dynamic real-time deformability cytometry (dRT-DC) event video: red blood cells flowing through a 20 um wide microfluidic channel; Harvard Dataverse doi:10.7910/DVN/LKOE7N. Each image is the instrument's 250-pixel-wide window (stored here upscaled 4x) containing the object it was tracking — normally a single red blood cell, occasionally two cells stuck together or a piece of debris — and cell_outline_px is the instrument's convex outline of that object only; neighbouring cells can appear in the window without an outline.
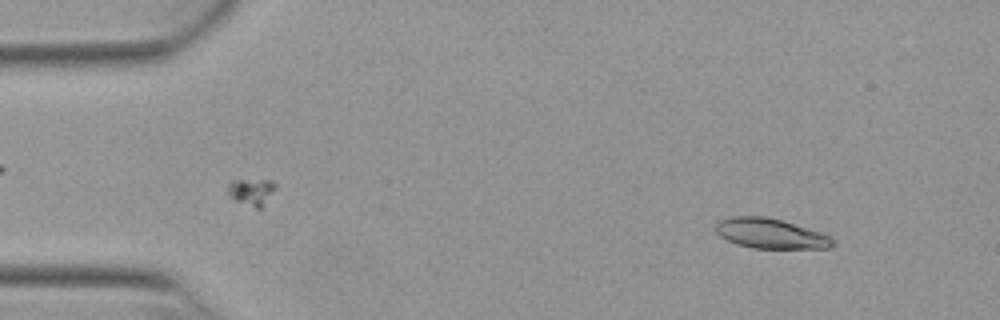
{"species": "Egyptian fruit bat (a non-hibernating species)", "species_latin": "Rousettus aegyptiacus", "temperature_condition": "warm", "stored_images_in_passage": 51, "camera_frame_rate_fps": 3000, "um_per_image_px": 0.085, "animal": {"sex": "female"}, "frame": {"image": 1, "passage_image": 5, "time_ms": 1.333, "image_size_px": [1000, 320], "cell_outline_px": [[836, 244], [828, 248], [752, 248], [736, 244], [720, 236], [716, 232], [716, 224], [720, 220], [732, 216], [764, 216], [780, 220], [820, 232], [836, 240]], "centroid_in_image_um": [65.49, 19.86], "position_along_channel_um": 19.5, "area_um2": 20.29}}
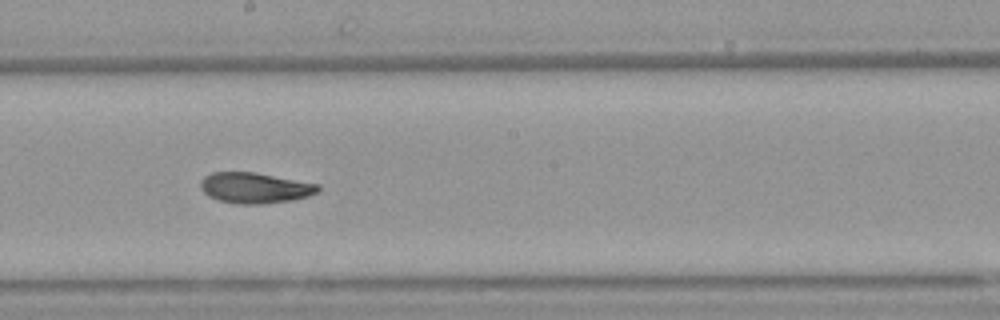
{"frame": {"image": 2, "passage_image": 28, "time_ms": 9.0, "image_size_px": [1000, 320], "cell_outline_px": [[320, 188], [316, 192], [308, 196], [292, 200], [260, 204], [240, 204], [216, 200], [208, 196], [200, 188], [200, 180], [204, 176], [212, 172], [256, 172], [320, 184]], "centroid_in_image_um": [21.64, 15.96], "position_along_channel_um": 226.6, "area_um2": 21.15}}
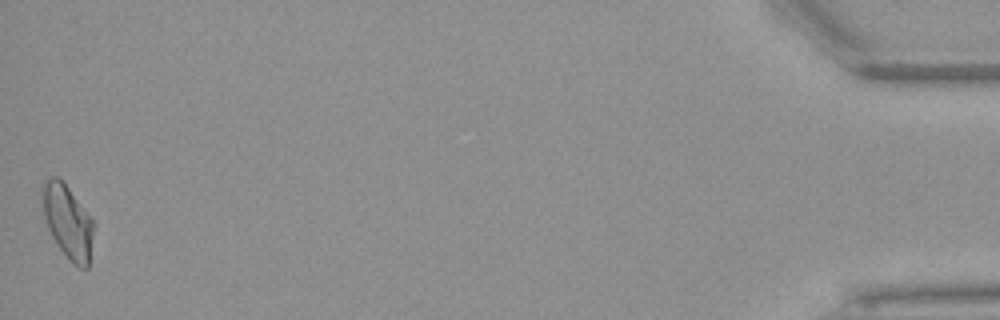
{"frame": {"image": 3, "passage_image": 51, "time_ms": 16.667, "image_size_px": [1000, 320], "cell_outline_px": [[92, 236], [88, 268], [80, 268], [72, 264], [68, 260], [52, 236], [48, 228], [44, 216], [44, 184], [52, 176], [60, 176], [92, 220]], "centroid_in_image_um": [5.76, 18.87], "position_along_channel_um": 429.4, "area_um2": 21.15}, "authors_computed_cell_mechanics": {"area_um2": 21.0392, "velocity_mm_per_s": 3.9102, "shape_relaxation_time_tau1_ms": 5.5069, "shape_relaxation_time_tau2_ms": 3.2274, "deformation_change_tau1": 0.1753, "deformation_change_tau2": 0.0939}}